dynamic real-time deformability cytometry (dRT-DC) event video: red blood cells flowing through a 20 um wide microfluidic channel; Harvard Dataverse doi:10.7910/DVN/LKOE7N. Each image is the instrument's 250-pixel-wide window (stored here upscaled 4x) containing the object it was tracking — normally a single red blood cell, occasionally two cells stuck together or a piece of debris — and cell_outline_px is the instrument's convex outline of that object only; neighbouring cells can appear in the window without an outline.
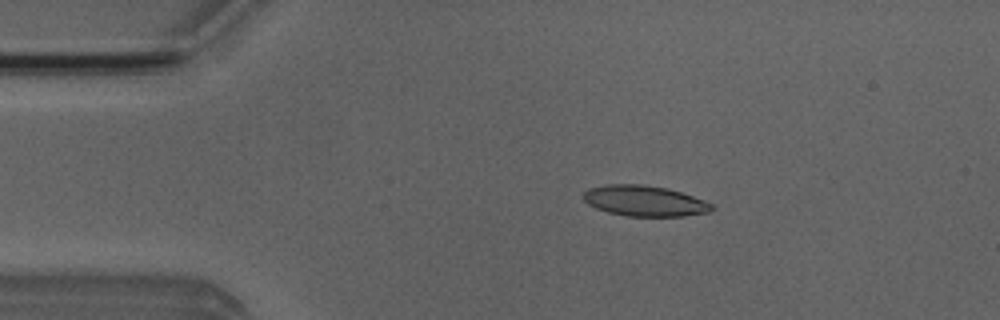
{"species": "Egyptian fruit bat (a non-hibernating species)", "species_latin": "Rousettus aegyptiacus", "temperature_condition": "room temperature", "stored_images_in_passage": 4, "camera_frame_rate_fps": 3000, "um_per_image_px": 0.085, "animal": {"sex": "male"}, "frame": {"image": 1, "passage_image": 2, "time_ms": 1.0, "image_size_px": [1000, 320], "cell_outline_px": [[716, 208], [708, 212], [684, 216], [624, 216], [608, 212], [596, 208], [588, 204], [584, 200], [584, 192], [588, 188], [604, 184], [644, 184], [668, 188], [704, 200], [712, 204]], "centroid_in_image_um": [54.77, 17.07], "position_along_channel_um": 30.2, "area_um2": 23.06}}
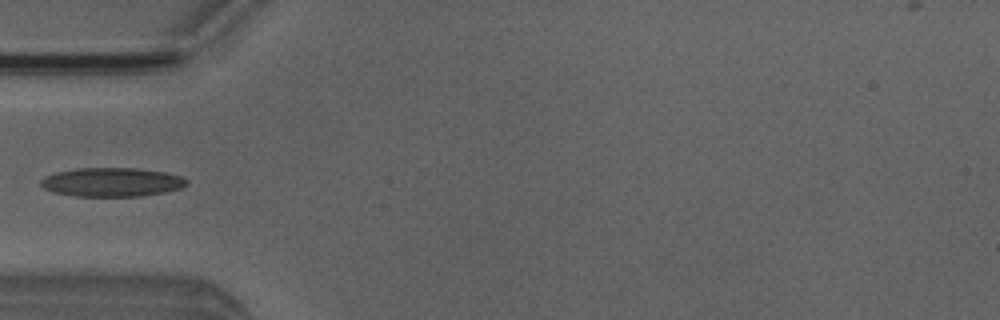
{"frame": {"image": 2, "passage_image": 4, "time_ms": 3.333, "image_size_px": [1000, 320], "cell_outline_px": [[188, 184], [180, 188], [164, 192], [140, 196], [76, 196], [52, 192], [44, 188], [40, 184], [40, 180], [44, 176], [56, 172], [76, 168], [140, 168], [164, 172], [184, 176], [188, 180]], "centroid_in_image_um": [9.51, 15.47], "position_along_channel_um": 75.5, "area_um2": 24.74}}